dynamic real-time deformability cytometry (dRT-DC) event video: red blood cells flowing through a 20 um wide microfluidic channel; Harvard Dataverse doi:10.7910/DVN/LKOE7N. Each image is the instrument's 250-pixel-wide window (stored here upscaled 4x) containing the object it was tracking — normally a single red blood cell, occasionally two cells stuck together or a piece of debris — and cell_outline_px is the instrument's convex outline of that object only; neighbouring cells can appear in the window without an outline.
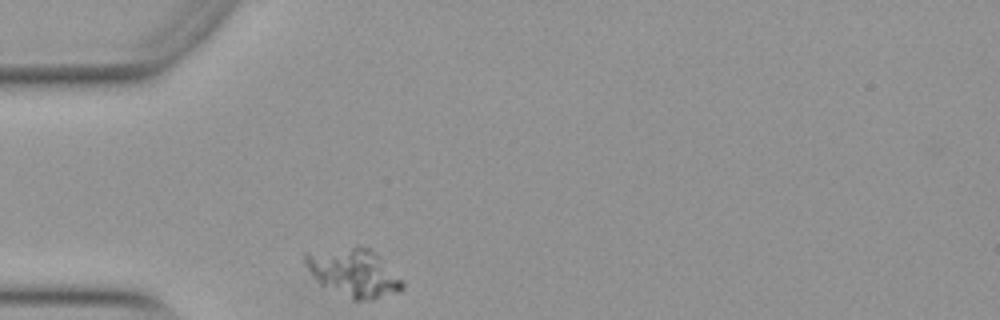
{"species": "Egyptian fruit bat (a non-hibernating species)", "species_latin": "Rousettus aegyptiacus", "temperature_condition": "warm", "stored_images_in_passage": 28, "camera_frame_rate_fps": 3000, "um_per_image_px": 0.085, "animal": {"sex": "female"}, "frame": {"image": 1, "passage_image": 1, "time_ms": 0.0, "image_size_px": [1000, 320], "cell_outline_px": [[404, 288], [400, 292], [372, 300], [352, 300], [320, 284], [316, 280], [304, 264], [304, 252], [356, 244], [360, 244], [372, 248], [404, 280]], "centroid_in_image_um": [30.08, 23.13], "position_along_channel_um": 54.9, "area_um2": 28.26}}
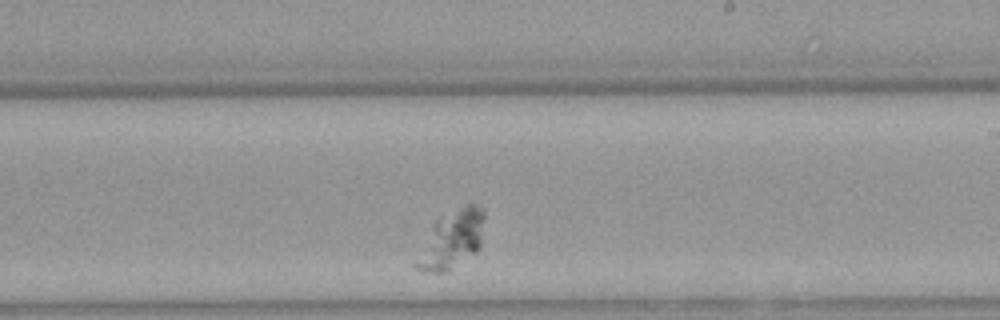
{"frame": {"image": 2, "passage_image": 18, "time_ms": 5.667, "image_size_px": [1000, 320], "cell_outline_px": [[484, 220], [480, 248], [476, 252], [448, 272], [424, 272], [416, 268], [412, 264], [436, 220], [468, 204], [476, 204], [484, 208]], "centroid_in_image_um": [38.4, 20.41], "position_along_channel_um": 250.6, "area_um2": 22.77}}
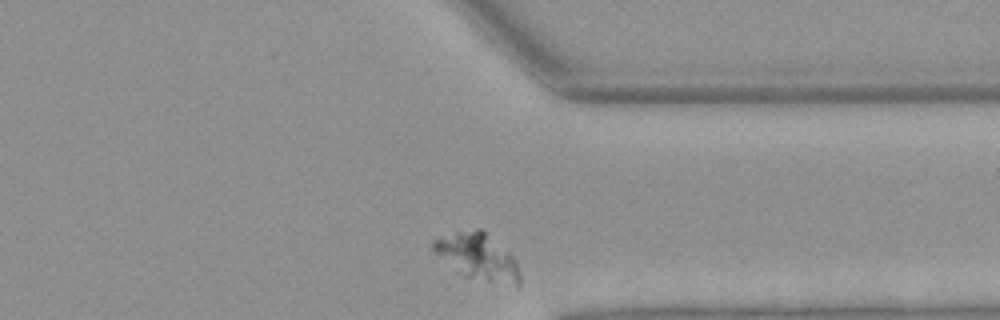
{"frame": {"image": 3, "passage_image": 28, "time_ms": 9.0, "image_size_px": [1000, 320], "cell_outline_px": [[520, 284], [516, 284], [488, 280], [464, 276], [432, 252], [432, 240], [460, 232], [476, 228], [480, 228], [508, 252], [516, 260], [520, 276]], "centroid_in_image_um": [40.57, 21.8], "position_along_channel_um": 370.8, "area_um2": 22.48}}